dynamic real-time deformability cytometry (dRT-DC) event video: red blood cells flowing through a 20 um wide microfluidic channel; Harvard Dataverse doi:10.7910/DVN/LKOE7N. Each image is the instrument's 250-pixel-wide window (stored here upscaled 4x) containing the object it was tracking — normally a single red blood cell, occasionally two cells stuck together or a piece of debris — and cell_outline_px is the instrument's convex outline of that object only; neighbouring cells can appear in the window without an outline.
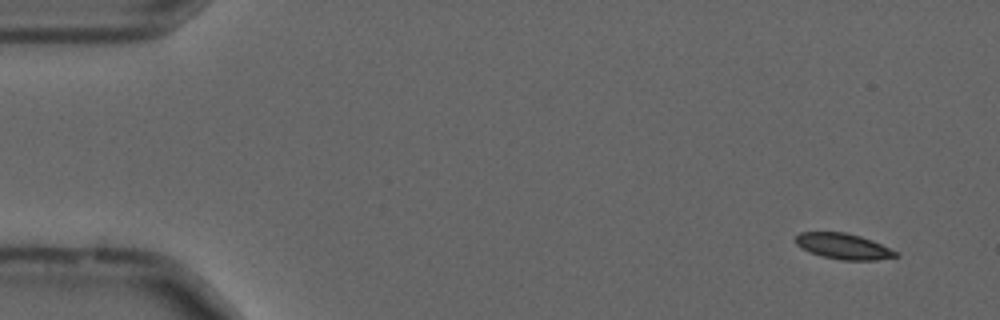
{"species": "common noctule bat (a hibernating species)", "species_latin": "Nyctalus noctula", "temperature_condition": "cold", "stored_images_in_passage": 55, "camera_frame_rate_fps": 3000, "um_per_image_px": 0.085, "animal": {"sex": "male", "forearm_length_mm": 52.5}, "frame": {"image": 1, "passage_image": 3, "time_ms": 0.667, "image_size_px": [1000, 320], "cell_outline_px": [[900, 256], [876, 260], [840, 260], [820, 256], [808, 252], [800, 248], [796, 244], [796, 236], [800, 232], [844, 232], [860, 236], [872, 240], [900, 252]], "centroid_in_image_um": [71.71, 20.94], "position_along_channel_um": 13.3, "area_um2": 15.26}}
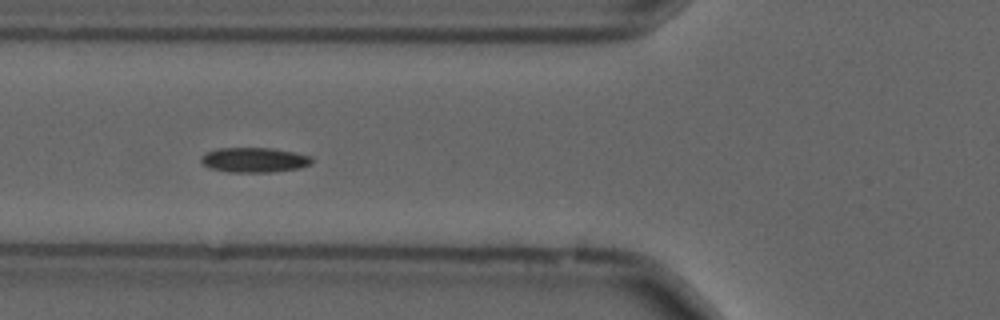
{"frame": {"image": 2, "passage_image": 20, "time_ms": 6.333, "image_size_px": [1000, 320], "cell_outline_px": [[316, 160], [312, 164], [300, 168], [272, 172], [228, 172], [212, 168], [204, 164], [200, 160], [200, 156], [204, 152], [216, 148], [272, 148], [312, 156]], "centroid_in_image_um": [21.63, 13.59], "position_along_channel_um": 104.2, "area_um2": 16.24}}
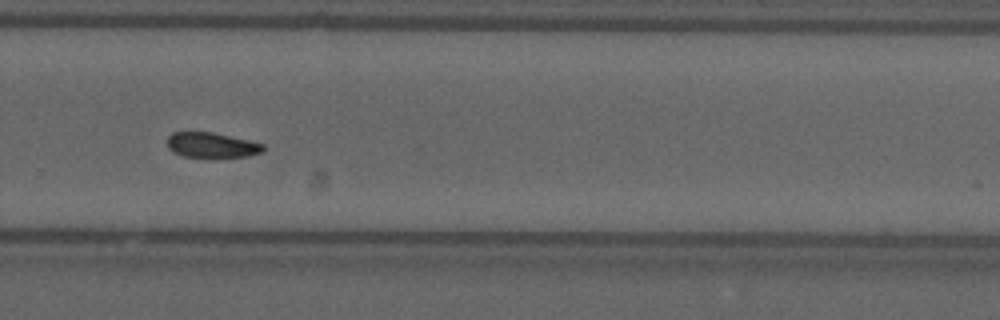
{"frame": {"image": 3, "passage_image": 37, "time_ms": 12.0, "image_size_px": [1000, 320], "cell_outline_px": [[264, 148], [260, 152], [248, 156], [208, 160], [184, 156], [172, 152], [168, 148], [168, 136], [172, 132], [212, 132], [248, 140], [264, 144]], "centroid_in_image_um": [17.97, 12.38], "position_along_channel_um": 311.8, "area_um2": 14.62}, "authors_computed_cell_mechanics": {"area_um2": 15.2014, "velocity_mm_per_s": 3.6767, "shape_relaxation_time_tau1_ms": null, "shape_relaxation_time_tau2_ms": 5.8805, "deformation_change_tau1": null, "deformation_change_tau2": 0.0806}}